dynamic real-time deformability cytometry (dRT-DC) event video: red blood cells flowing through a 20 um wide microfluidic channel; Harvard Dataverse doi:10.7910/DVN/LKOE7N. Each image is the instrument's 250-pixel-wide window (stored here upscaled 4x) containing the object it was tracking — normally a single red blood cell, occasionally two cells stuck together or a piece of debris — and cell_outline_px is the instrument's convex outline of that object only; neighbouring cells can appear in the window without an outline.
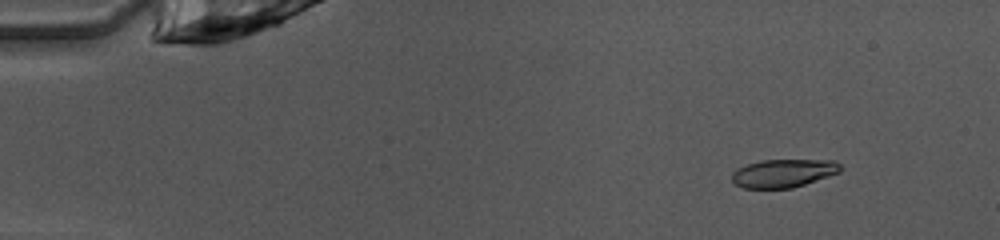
{"species": "common noctule bat (a hibernating species)", "species_latin": "Nyctalus noctula", "temperature_condition": "warm", "stored_images_in_passage": 45, "camera_frame_rate_fps": 3000, "um_per_image_px": 0.085, "animal": {"sex": "female", "body_mass_g": 10.0, "forearm_length_mm": 53.1}, "frame": {"image": 1, "passage_image": 1, "time_ms": 0.0, "image_size_px": [1000, 240], "cell_outline_px": [[840, 172], [792, 188], [744, 188], [736, 184], [732, 180], [732, 172], [736, 168], [760, 160], [836, 160], [840, 164]], "centroid_in_image_um": [66.57, 14.71], "position_along_channel_um": 18.4, "area_um2": 17.74}}
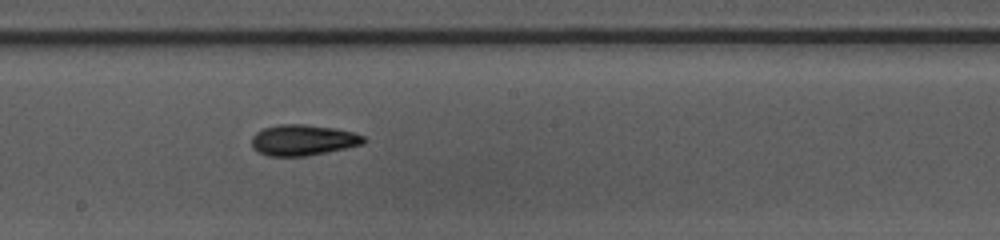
{"frame": {"image": 2, "passage_image": 23, "time_ms": 7.333, "image_size_px": [1000, 240], "cell_outline_px": [[368, 140], [364, 144], [308, 156], [268, 156], [256, 152], [252, 148], [252, 136], [256, 132], [264, 128], [280, 124], [304, 124], [336, 128], [352, 132], [364, 136]], "centroid_in_image_um": [25.75, 11.91], "position_along_channel_um": 222.4, "area_um2": 20.35}}
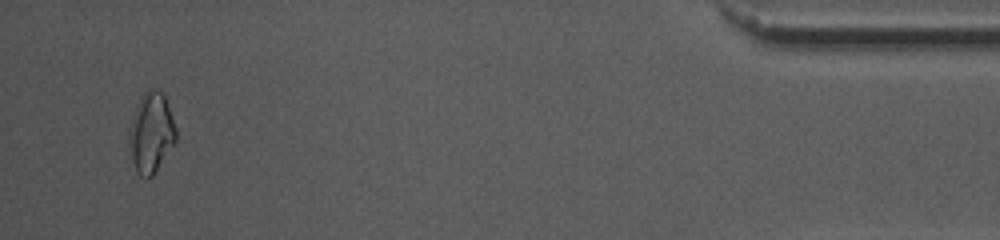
{"frame": {"image": 3, "passage_image": 43, "time_ms": 14.0, "image_size_px": [1000, 240], "cell_outline_px": [[176, 140], [152, 176], [140, 176], [136, 172], [132, 160], [128, 140], [128, 132], [140, 96], [148, 88], [156, 88], [164, 92], [176, 128]], "centroid_in_image_um": [12.84, 11.23], "position_along_channel_um": 422.4, "area_um2": 21.79}, "authors_computed_cell_mechanics": {"area_um2": 19.2474, "velocity_mm_per_s": 4.0605, "shape_relaxation_time_tau1_ms": 5.293, "shape_relaxation_time_tau2_ms": 3.0222, "deformation_change_tau1": 0.1503, "deformation_change_tau2": 0.0884}}